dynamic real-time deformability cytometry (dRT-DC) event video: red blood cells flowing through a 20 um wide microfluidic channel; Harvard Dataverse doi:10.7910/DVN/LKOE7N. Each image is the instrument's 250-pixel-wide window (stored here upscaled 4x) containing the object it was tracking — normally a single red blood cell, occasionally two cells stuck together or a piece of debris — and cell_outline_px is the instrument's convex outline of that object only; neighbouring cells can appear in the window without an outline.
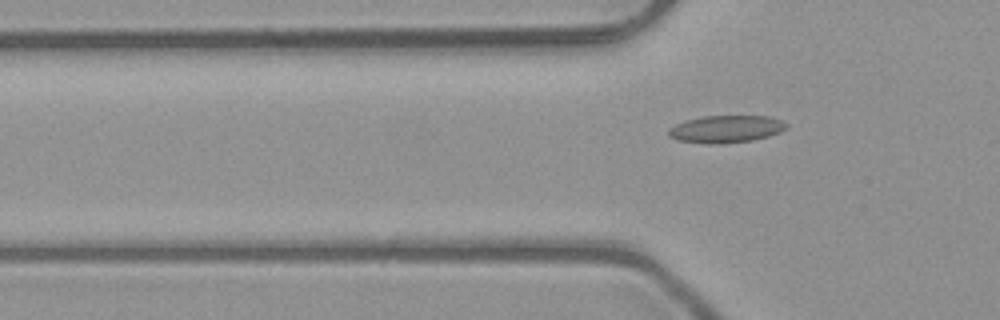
{"species": "common noctule bat (a hibernating species)", "species_latin": "Nyctalus noctula", "temperature_condition": "room temperature", "stored_images_in_passage": 8, "camera_frame_rate_fps": 3000, "um_per_image_px": 0.085, "animal": {"sex": "male", "body_mass_g": 23.1, "forearm_length_mm": 52.7}, "frame": {"image": 1, "passage_image": 8, "time_ms": 2.333, "image_size_px": [1000, 320], "cell_outline_px": [[788, 128], [780, 132], [768, 136], [752, 140], [716, 144], [708, 144], [676, 140], [668, 136], [668, 128], [684, 120], [704, 116], [772, 116], [788, 124]], "centroid_in_image_um": [61.69, 10.96], "position_along_channel_um": 64.1, "area_um2": 18.9}}